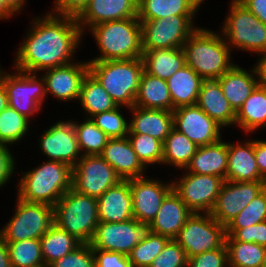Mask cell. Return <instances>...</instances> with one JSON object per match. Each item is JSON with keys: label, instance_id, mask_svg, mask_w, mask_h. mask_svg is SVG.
<instances>
[{"label": "cell", "instance_id": "cell-51", "mask_svg": "<svg viewBox=\"0 0 266 267\" xmlns=\"http://www.w3.org/2000/svg\"><path fill=\"white\" fill-rule=\"evenodd\" d=\"M7 144H0V187L3 186L12 175L15 162Z\"/></svg>", "mask_w": 266, "mask_h": 267}, {"label": "cell", "instance_id": "cell-60", "mask_svg": "<svg viewBox=\"0 0 266 267\" xmlns=\"http://www.w3.org/2000/svg\"><path fill=\"white\" fill-rule=\"evenodd\" d=\"M261 267H266V253H265V259H264L263 264H262Z\"/></svg>", "mask_w": 266, "mask_h": 267}, {"label": "cell", "instance_id": "cell-53", "mask_svg": "<svg viewBox=\"0 0 266 267\" xmlns=\"http://www.w3.org/2000/svg\"><path fill=\"white\" fill-rule=\"evenodd\" d=\"M254 152L260 175L266 177V141L254 140Z\"/></svg>", "mask_w": 266, "mask_h": 267}, {"label": "cell", "instance_id": "cell-45", "mask_svg": "<svg viewBox=\"0 0 266 267\" xmlns=\"http://www.w3.org/2000/svg\"><path fill=\"white\" fill-rule=\"evenodd\" d=\"M187 263L185 250L175 239H170L149 267H187Z\"/></svg>", "mask_w": 266, "mask_h": 267}, {"label": "cell", "instance_id": "cell-22", "mask_svg": "<svg viewBox=\"0 0 266 267\" xmlns=\"http://www.w3.org/2000/svg\"><path fill=\"white\" fill-rule=\"evenodd\" d=\"M252 73L255 74L256 77L258 76L259 79L255 78L253 74L248 73V71L238 67V65H233L217 79L229 105L235 112L240 109L244 101L262 82L261 70L258 63L257 66L252 69Z\"/></svg>", "mask_w": 266, "mask_h": 267}, {"label": "cell", "instance_id": "cell-17", "mask_svg": "<svg viewBox=\"0 0 266 267\" xmlns=\"http://www.w3.org/2000/svg\"><path fill=\"white\" fill-rule=\"evenodd\" d=\"M132 194L133 217L140 223L150 224L157 215L164 198L173 190L172 183L140 177L129 179Z\"/></svg>", "mask_w": 266, "mask_h": 267}, {"label": "cell", "instance_id": "cell-38", "mask_svg": "<svg viewBox=\"0 0 266 267\" xmlns=\"http://www.w3.org/2000/svg\"><path fill=\"white\" fill-rule=\"evenodd\" d=\"M12 267H39L44 264L40 239L6 242Z\"/></svg>", "mask_w": 266, "mask_h": 267}, {"label": "cell", "instance_id": "cell-19", "mask_svg": "<svg viewBox=\"0 0 266 267\" xmlns=\"http://www.w3.org/2000/svg\"><path fill=\"white\" fill-rule=\"evenodd\" d=\"M44 78L46 94L52 95L63 101L78 99L81 84L89 72L88 61L86 63H69L55 68L46 69Z\"/></svg>", "mask_w": 266, "mask_h": 267}, {"label": "cell", "instance_id": "cell-10", "mask_svg": "<svg viewBox=\"0 0 266 267\" xmlns=\"http://www.w3.org/2000/svg\"><path fill=\"white\" fill-rule=\"evenodd\" d=\"M194 15H176L158 20L140 21L142 26V50L181 48L193 28Z\"/></svg>", "mask_w": 266, "mask_h": 267}, {"label": "cell", "instance_id": "cell-40", "mask_svg": "<svg viewBox=\"0 0 266 267\" xmlns=\"http://www.w3.org/2000/svg\"><path fill=\"white\" fill-rule=\"evenodd\" d=\"M29 119L8 106L0 113V144H13L28 131Z\"/></svg>", "mask_w": 266, "mask_h": 267}, {"label": "cell", "instance_id": "cell-18", "mask_svg": "<svg viewBox=\"0 0 266 267\" xmlns=\"http://www.w3.org/2000/svg\"><path fill=\"white\" fill-rule=\"evenodd\" d=\"M44 132L39 141L43 154L50 157L49 161H59L74 167L81 152L73 121H58Z\"/></svg>", "mask_w": 266, "mask_h": 267}, {"label": "cell", "instance_id": "cell-33", "mask_svg": "<svg viewBox=\"0 0 266 267\" xmlns=\"http://www.w3.org/2000/svg\"><path fill=\"white\" fill-rule=\"evenodd\" d=\"M235 124L246 132L266 127V85L261 82L236 112Z\"/></svg>", "mask_w": 266, "mask_h": 267}, {"label": "cell", "instance_id": "cell-31", "mask_svg": "<svg viewBox=\"0 0 266 267\" xmlns=\"http://www.w3.org/2000/svg\"><path fill=\"white\" fill-rule=\"evenodd\" d=\"M134 106L173 111L172 98L167 82L144 70Z\"/></svg>", "mask_w": 266, "mask_h": 267}, {"label": "cell", "instance_id": "cell-30", "mask_svg": "<svg viewBox=\"0 0 266 267\" xmlns=\"http://www.w3.org/2000/svg\"><path fill=\"white\" fill-rule=\"evenodd\" d=\"M201 0H138L139 21L158 20L176 15H195Z\"/></svg>", "mask_w": 266, "mask_h": 267}, {"label": "cell", "instance_id": "cell-32", "mask_svg": "<svg viewBox=\"0 0 266 267\" xmlns=\"http://www.w3.org/2000/svg\"><path fill=\"white\" fill-rule=\"evenodd\" d=\"M142 60L147 73L165 81L186 64L183 47L143 51Z\"/></svg>", "mask_w": 266, "mask_h": 267}, {"label": "cell", "instance_id": "cell-41", "mask_svg": "<svg viewBox=\"0 0 266 267\" xmlns=\"http://www.w3.org/2000/svg\"><path fill=\"white\" fill-rule=\"evenodd\" d=\"M169 237L152 233L141 240L128 255L133 267H149L154 258L162 252Z\"/></svg>", "mask_w": 266, "mask_h": 267}, {"label": "cell", "instance_id": "cell-4", "mask_svg": "<svg viewBox=\"0 0 266 267\" xmlns=\"http://www.w3.org/2000/svg\"><path fill=\"white\" fill-rule=\"evenodd\" d=\"M89 72L101 83L117 106H134L144 72L142 58L89 61Z\"/></svg>", "mask_w": 266, "mask_h": 267}, {"label": "cell", "instance_id": "cell-59", "mask_svg": "<svg viewBox=\"0 0 266 267\" xmlns=\"http://www.w3.org/2000/svg\"><path fill=\"white\" fill-rule=\"evenodd\" d=\"M262 191L266 194V177L262 181Z\"/></svg>", "mask_w": 266, "mask_h": 267}, {"label": "cell", "instance_id": "cell-42", "mask_svg": "<svg viewBox=\"0 0 266 267\" xmlns=\"http://www.w3.org/2000/svg\"><path fill=\"white\" fill-rule=\"evenodd\" d=\"M138 159L146 167L148 164H162L163 143L156 138L145 134L127 135Z\"/></svg>", "mask_w": 266, "mask_h": 267}, {"label": "cell", "instance_id": "cell-3", "mask_svg": "<svg viewBox=\"0 0 266 267\" xmlns=\"http://www.w3.org/2000/svg\"><path fill=\"white\" fill-rule=\"evenodd\" d=\"M73 167L59 161H47L25 173L20 179L18 198L54 206L72 188Z\"/></svg>", "mask_w": 266, "mask_h": 267}, {"label": "cell", "instance_id": "cell-48", "mask_svg": "<svg viewBox=\"0 0 266 267\" xmlns=\"http://www.w3.org/2000/svg\"><path fill=\"white\" fill-rule=\"evenodd\" d=\"M228 253L225 243L215 250L188 258L187 267H226Z\"/></svg>", "mask_w": 266, "mask_h": 267}, {"label": "cell", "instance_id": "cell-34", "mask_svg": "<svg viewBox=\"0 0 266 267\" xmlns=\"http://www.w3.org/2000/svg\"><path fill=\"white\" fill-rule=\"evenodd\" d=\"M81 242L73 235L53 224L40 238L41 252L46 266L64 257L77 248Z\"/></svg>", "mask_w": 266, "mask_h": 267}, {"label": "cell", "instance_id": "cell-5", "mask_svg": "<svg viewBox=\"0 0 266 267\" xmlns=\"http://www.w3.org/2000/svg\"><path fill=\"white\" fill-rule=\"evenodd\" d=\"M101 55L91 61L142 58V26L138 17L90 27Z\"/></svg>", "mask_w": 266, "mask_h": 267}, {"label": "cell", "instance_id": "cell-46", "mask_svg": "<svg viewBox=\"0 0 266 267\" xmlns=\"http://www.w3.org/2000/svg\"><path fill=\"white\" fill-rule=\"evenodd\" d=\"M49 267H95L93 248L81 243L73 251L53 262Z\"/></svg>", "mask_w": 266, "mask_h": 267}, {"label": "cell", "instance_id": "cell-15", "mask_svg": "<svg viewBox=\"0 0 266 267\" xmlns=\"http://www.w3.org/2000/svg\"><path fill=\"white\" fill-rule=\"evenodd\" d=\"M261 192L262 181L225 180L210 214L226 227Z\"/></svg>", "mask_w": 266, "mask_h": 267}, {"label": "cell", "instance_id": "cell-1", "mask_svg": "<svg viewBox=\"0 0 266 267\" xmlns=\"http://www.w3.org/2000/svg\"><path fill=\"white\" fill-rule=\"evenodd\" d=\"M83 35L76 17L47 13L33 21L27 39L20 46L14 66L19 71H46L71 63Z\"/></svg>", "mask_w": 266, "mask_h": 267}, {"label": "cell", "instance_id": "cell-37", "mask_svg": "<svg viewBox=\"0 0 266 267\" xmlns=\"http://www.w3.org/2000/svg\"><path fill=\"white\" fill-rule=\"evenodd\" d=\"M198 146L175 128L163 141L162 163L185 169Z\"/></svg>", "mask_w": 266, "mask_h": 267}, {"label": "cell", "instance_id": "cell-24", "mask_svg": "<svg viewBox=\"0 0 266 267\" xmlns=\"http://www.w3.org/2000/svg\"><path fill=\"white\" fill-rule=\"evenodd\" d=\"M193 212L172 190L163 200L157 215L150 223L151 232L174 239Z\"/></svg>", "mask_w": 266, "mask_h": 267}, {"label": "cell", "instance_id": "cell-39", "mask_svg": "<svg viewBox=\"0 0 266 267\" xmlns=\"http://www.w3.org/2000/svg\"><path fill=\"white\" fill-rule=\"evenodd\" d=\"M80 152L84 155H100L110 139L89 117L84 123L73 122Z\"/></svg>", "mask_w": 266, "mask_h": 267}, {"label": "cell", "instance_id": "cell-43", "mask_svg": "<svg viewBox=\"0 0 266 267\" xmlns=\"http://www.w3.org/2000/svg\"><path fill=\"white\" fill-rule=\"evenodd\" d=\"M122 106L113 110L96 114L91 117L94 124L102 130L110 139L125 138L129 134V123L119 112Z\"/></svg>", "mask_w": 266, "mask_h": 267}, {"label": "cell", "instance_id": "cell-21", "mask_svg": "<svg viewBox=\"0 0 266 267\" xmlns=\"http://www.w3.org/2000/svg\"><path fill=\"white\" fill-rule=\"evenodd\" d=\"M100 156L121 180L143 177L146 168L138 159L128 137L109 139Z\"/></svg>", "mask_w": 266, "mask_h": 267}, {"label": "cell", "instance_id": "cell-7", "mask_svg": "<svg viewBox=\"0 0 266 267\" xmlns=\"http://www.w3.org/2000/svg\"><path fill=\"white\" fill-rule=\"evenodd\" d=\"M223 26L228 47L266 54V25L238 0H232ZM230 45V46H229Z\"/></svg>", "mask_w": 266, "mask_h": 267}, {"label": "cell", "instance_id": "cell-27", "mask_svg": "<svg viewBox=\"0 0 266 267\" xmlns=\"http://www.w3.org/2000/svg\"><path fill=\"white\" fill-rule=\"evenodd\" d=\"M196 105L222 127L235 124L236 112L229 105L217 79L203 81Z\"/></svg>", "mask_w": 266, "mask_h": 267}, {"label": "cell", "instance_id": "cell-54", "mask_svg": "<svg viewBox=\"0 0 266 267\" xmlns=\"http://www.w3.org/2000/svg\"><path fill=\"white\" fill-rule=\"evenodd\" d=\"M0 267H12L7 243L0 235Z\"/></svg>", "mask_w": 266, "mask_h": 267}, {"label": "cell", "instance_id": "cell-9", "mask_svg": "<svg viewBox=\"0 0 266 267\" xmlns=\"http://www.w3.org/2000/svg\"><path fill=\"white\" fill-rule=\"evenodd\" d=\"M226 229L210 213H193L174 238L187 258L220 248L225 243Z\"/></svg>", "mask_w": 266, "mask_h": 267}, {"label": "cell", "instance_id": "cell-50", "mask_svg": "<svg viewBox=\"0 0 266 267\" xmlns=\"http://www.w3.org/2000/svg\"><path fill=\"white\" fill-rule=\"evenodd\" d=\"M88 2L89 0H56L53 13L55 15L77 17L87 6Z\"/></svg>", "mask_w": 266, "mask_h": 267}, {"label": "cell", "instance_id": "cell-29", "mask_svg": "<svg viewBox=\"0 0 266 267\" xmlns=\"http://www.w3.org/2000/svg\"><path fill=\"white\" fill-rule=\"evenodd\" d=\"M204 79L186 64L166 82L173 103V110L182 106L196 105Z\"/></svg>", "mask_w": 266, "mask_h": 267}, {"label": "cell", "instance_id": "cell-55", "mask_svg": "<svg viewBox=\"0 0 266 267\" xmlns=\"http://www.w3.org/2000/svg\"><path fill=\"white\" fill-rule=\"evenodd\" d=\"M26 0H3L4 5L15 15L17 11L20 12Z\"/></svg>", "mask_w": 266, "mask_h": 267}, {"label": "cell", "instance_id": "cell-56", "mask_svg": "<svg viewBox=\"0 0 266 267\" xmlns=\"http://www.w3.org/2000/svg\"><path fill=\"white\" fill-rule=\"evenodd\" d=\"M8 94L4 83L0 80V113L8 107Z\"/></svg>", "mask_w": 266, "mask_h": 267}, {"label": "cell", "instance_id": "cell-36", "mask_svg": "<svg viewBox=\"0 0 266 267\" xmlns=\"http://www.w3.org/2000/svg\"><path fill=\"white\" fill-rule=\"evenodd\" d=\"M229 267H261L265 259L266 247L254 242L236 241L225 236Z\"/></svg>", "mask_w": 266, "mask_h": 267}, {"label": "cell", "instance_id": "cell-25", "mask_svg": "<svg viewBox=\"0 0 266 267\" xmlns=\"http://www.w3.org/2000/svg\"><path fill=\"white\" fill-rule=\"evenodd\" d=\"M134 115L129 123V134L149 135L162 143L174 128L172 111L162 109H146L133 106Z\"/></svg>", "mask_w": 266, "mask_h": 267}, {"label": "cell", "instance_id": "cell-26", "mask_svg": "<svg viewBox=\"0 0 266 267\" xmlns=\"http://www.w3.org/2000/svg\"><path fill=\"white\" fill-rule=\"evenodd\" d=\"M226 180L234 182L263 181L255 158L254 140L242 144L228 143Z\"/></svg>", "mask_w": 266, "mask_h": 267}, {"label": "cell", "instance_id": "cell-6", "mask_svg": "<svg viewBox=\"0 0 266 267\" xmlns=\"http://www.w3.org/2000/svg\"><path fill=\"white\" fill-rule=\"evenodd\" d=\"M53 208L54 224L81 243H90L99 224L96 198L71 188Z\"/></svg>", "mask_w": 266, "mask_h": 267}, {"label": "cell", "instance_id": "cell-20", "mask_svg": "<svg viewBox=\"0 0 266 267\" xmlns=\"http://www.w3.org/2000/svg\"><path fill=\"white\" fill-rule=\"evenodd\" d=\"M137 14L138 0H89L76 20L83 32L86 27L90 28L108 21L134 18Z\"/></svg>", "mask_w": 266, "mask_h": 267}, {"label": "cell", "instance_id": "cell-23", "mask_svg": "<svg viewBox=\"0 0 266 267\" xmlns=\"http://www.w3.org/2000/svg\"><path fill=\"white\" fill-rule=\"evenodd\" d=\"M129 180H121L97 199L99 222H125L133 217Z\"/></svg>", "mask_w": 266, "mask_h": 267}, {"label": "cell", "instance_id": "cell-12", "mask_svg": "<svg viewBox=\"0 0 266 267\" xmlns=\"http://www.w3.org/2000/svg\"><path fill=\"white\" fill-rule=\"evenodd\" d=\"M73 167L72 188L78 193L98 199L121 178L100 155H79ZM82 156V157H81Z\"/></svg>", "mask_w": 266, "mask_h": 267}, {"label": "cell", "instance_id": "cell-11", "mask_svg": "<svg viewBox=\"0 0 266 267\" xmlns=\"http://www.w3.org/2000/svg\"><path fill=\"white\" fill-rule=\"evenodd\" d=\"M150 234V224L140 223L134 218L125 222H99L89 244L93 249L114 251L128 256Z\"/></svg>", "mask_w": 266, "mask_h": 267}, {"label": "cell", "instance_id": "cell-2", "mask_svg": "<svg viewBox=\"0 0 266 267\" xmlns=\"http://www.w3.org/2000/svg\"><path fill=\"white\" fill-rule=\"evenodd\" d=\"M186 65L204 80L218 79L234 64L226 40L218 33L198 28L183 45Z\"/></svg>", "mask_w": 266, "mask_h": 267}, {"label": "cell", "instance_id": "cell-52", "mask_svg": "<svg viewBox=\"0 0 266 267\" xmlns=\"http://www.w3.org/2000/svg\"><path fill=\"white\" fill-rule=\"evenodd\" d=\"M266 25V0H238Z\"/></svg>", "mask_w": 266, "mask_h": 267}, {"label": "cell", "instance_id": "cell-28", "mask_svg": "<svg viewBox=\"0 0 266 267\" xmlns=\"http://www.w3.org/2000/svg\"><path fill=\"white\" fill-rule=\"evenodd\" d=\"M228 143L218 140L205 146H198L196 153L186 166L189 173L214 175L226 180Z\"/></svg>", "mask_w": 266, "mask_h": 267}, {"label": "cell", "instance_id": "cell-8", "mask_svg": "<svg viewBox=\"0 0 266 267\" xmlns=\"http://www.w3.org/2000/svg\"><path fill=\"white\" fill-rule=\"evenodd\" d=\"M16 213L0 230L5 242L40 239L54 224L53 206L17 199Z\"/></svg>", "mask_w": 266, "mask_h": 267}, {"label": "cell", "instance_id": "cell-35", "mask_svg": "<svg viewBox=\"0 0 266 267\" xmlns=\"http://www.w3.org/2000/svg\"><path fill=\"white\" fill-rule=\"evenodd\" d=\"M78 99L83 109L92 117L117 107L108 92L90 72L82 81Z\"/></svg>", "mask_w": 266, "mask_h": 267}, {"label": "cell", "instance_id": "cell-58", "mask_svg": "<svg viewBox=\"0 0 266 267\" xmlns=\"http://www.w3.org/2000/svg\"><path fill=\"white\" fill-rule=\"evenodd\" d=\"M262 75V82L266 85V54L258 62Z\"/></svg>", "mask_w": 266, "mask_h": 267}, {"label": "cell", "instance_id": "cell-14", "mask_svg": "<svg viewBox=\"0 0 266 267\" xmlns=\"http://www.w3.org/2000/svg\"><path fill=\"white\" fill-rule=\"evenodd\" d=\"M224 181L222 177L188 172L178 183L172 182V188L193 213H210Z\"/></svg>", "mask_w": 266, "mask_h": 267}, {"label": "cell", "instance_id": "cell-13", "mask_svg": "<svg viewBox=\"0 0 266 267\" xmlns=\"http://www.w3.org/2000/svg\"><path fill=\"white\" fill-rule=\"evenodd\" d=\"M19 74H6L0 70V80L4 83L8 94V105L19 114L29 118L41 109L45 98V81L38 79L32 72L19 71ZM40 80V81H39Z\"/></svg>", "mask_w": 266, "mask_h": 267}, {"label": "cell", "instance_id": "cell-57", "mask_svg": "<svg viewBox=\"0 0 266 267\" xmlns=\"http://www.w3.org/2000/svg\"><path fill=\"white\" fill-rule=\"evenodd\" d=\"M12 15L13 13L4 5L3 0H0V19H7Z\"/></svg>", "mask_w": 266, "mask_h": 267}, {"label": "cell", "instance_id": "cell-47", "mask_svg": "<svg viewBox=\"0 0 266 267\" xmlns=\"http://www.w3.org/2000/svg\"><path fill=\"white\" fill-rule=\"evenodd\" d=\"M236 241L254 242L266 247V221L245 228H225Z\"/></svg>", "mask_w": 266, "mask_h": 267}, {"label": "cell", "instance_id": "cell-49", "mask_svg": "<svg viewBox=\"0 0 266 267\" xmlns=\"http://www.w3.org/2000/svg\"><path fill=\"white\" fill-rule=\"evenodd\" d=\"M95 267H133L129 257L114 251L93 249Z\"/></svg>", "mask_w": 266, "mask_h": 267}, {"label": "cell", "instance_id": "cell-16", "mask_svg": "<svg viewBox=\"0 0 266 267\" xmlns=\"http://www.w3.org/2000/svg\"><path fill=\"white\" fill-rule=\"evenodd\" d=\"M174 128L186 135L197 146L212 144L221 139L220 126L198 105L174 109Z\"/></svg>", "mask_w": 266, "mask_h": 267}, {"label": "cell", "instance_id": "cell-44", "mask_svg": "<svg viewBox=\"0 0 266 267\" xmlns=\"http://www.w3.org/2000/svg\"><path fill=\"white\" fill-rule=\"evenodd\" d=\"M266 221V194L262 191L225 228H245Z\"/></svg>", "mask_w": 266, "mask_h": 267}]
</instances>
